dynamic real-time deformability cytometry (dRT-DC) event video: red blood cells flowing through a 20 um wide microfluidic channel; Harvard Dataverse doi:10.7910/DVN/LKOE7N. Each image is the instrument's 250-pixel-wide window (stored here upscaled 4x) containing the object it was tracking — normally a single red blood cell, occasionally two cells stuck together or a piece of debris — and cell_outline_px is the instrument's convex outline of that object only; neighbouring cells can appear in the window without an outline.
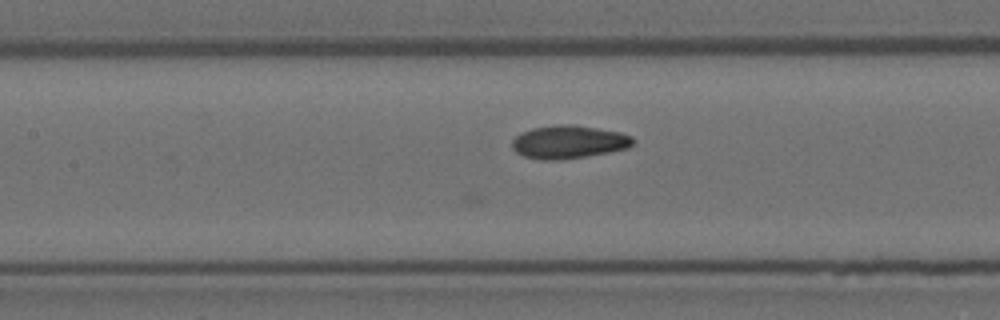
{"species": "Egyptian fruit bat (a non-hibernating species)", "species_latin": "Rousettus aegyptiacus", "temperature_condition": "room temperature", "stored_images_in_passage": 26, "camera_frame_rate_fps": 3000, "um_per_image_px": 0.085, "animal": {"sex": "female"}, "frame": {"image": 1, "passage_image": 21, "time_ms": 6.667, "image_size_px": [1000, 320], "cell_outline_px": [[632, 144], [628, 148], [608, 152], [584, 156], [556, 160], [544, 160], [524, 156], [516, 152], [512, 148], [512, 140], [520, 132], [532, 128], [560, 124], [572, 124], [620, 132], [632, 136]], "centroid_in_image_um": [48.3, 12.06], "position_along_channel_um": 159.1, "area_um2": 23.12}}
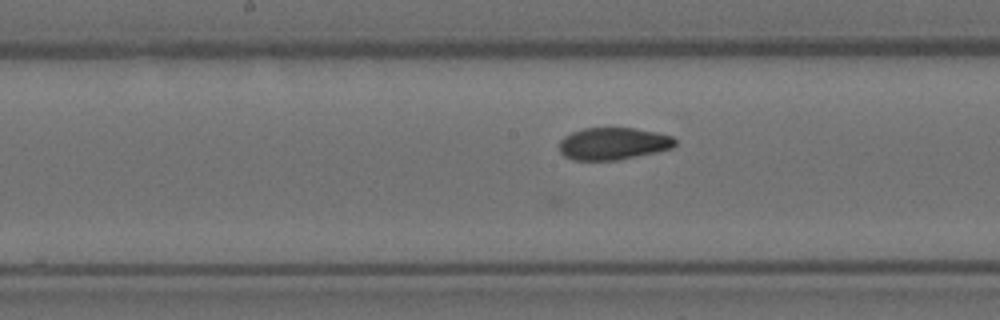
{"frame": {"image": 2, "passage_image": 24, "time_ms": 7.667, "image_size_px": [1000, 320], "cell_outline_px": [[676, 144], [672, 148], [660, 152], [616, 160], [572, 160], [564, 156], [560, 152], [560, 140], [564, 136], [572, 132], [584, 128], [632, 128], [656, 132], [672, 136], [676, 140]], "centroid_in_image_um": [52.13, 12.21], "position_along_channel_um": 196.1, "area_um2": 21.85}}